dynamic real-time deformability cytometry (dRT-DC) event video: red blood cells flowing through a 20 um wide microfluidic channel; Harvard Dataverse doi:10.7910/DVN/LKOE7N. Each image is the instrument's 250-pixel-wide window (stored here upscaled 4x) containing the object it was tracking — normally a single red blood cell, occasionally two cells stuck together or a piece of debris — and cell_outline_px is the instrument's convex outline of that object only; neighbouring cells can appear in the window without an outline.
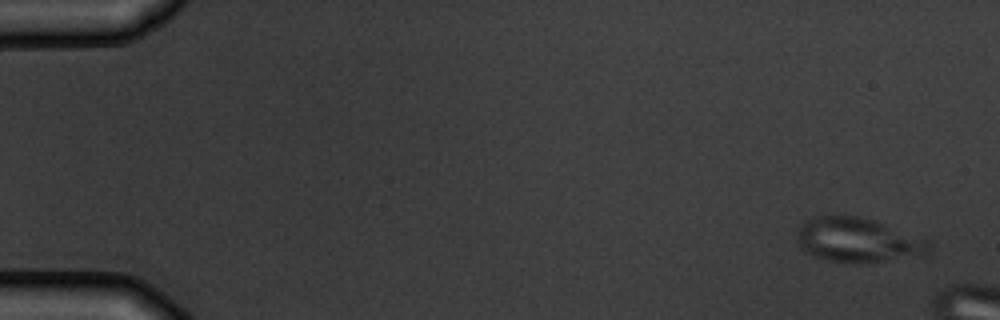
{"species": "common noctule bat (a hibernating species)", "species_latin": "Nyctalus noctula", "temperature_condition": "warm", "stored_images_in_passage": 4, "camera_frame_rate_fps": 3000, "um_per_image_px": 0.085, "animal": {"sex": "male", "body_mass_g": 19.5, "forearm_length_mm": 54.6}, "frame": {"image": 1, "passage_image": 1, "time_ms": 0.0, "image_size_px": [1000, 320], "cell_outline_px": [[932, 248], [924, 256], [880, 260], [828, 260], [804, 252], [800, 248], [796, 240], [796, 236], [800, 228], [812, 216], [856, 216], [872, 220], [928, 240], [932, 244]], "centroid_in_image_um": [72.91, 20.38], "position_along_channel_um": 12.1, "area_um2": 33.06}}